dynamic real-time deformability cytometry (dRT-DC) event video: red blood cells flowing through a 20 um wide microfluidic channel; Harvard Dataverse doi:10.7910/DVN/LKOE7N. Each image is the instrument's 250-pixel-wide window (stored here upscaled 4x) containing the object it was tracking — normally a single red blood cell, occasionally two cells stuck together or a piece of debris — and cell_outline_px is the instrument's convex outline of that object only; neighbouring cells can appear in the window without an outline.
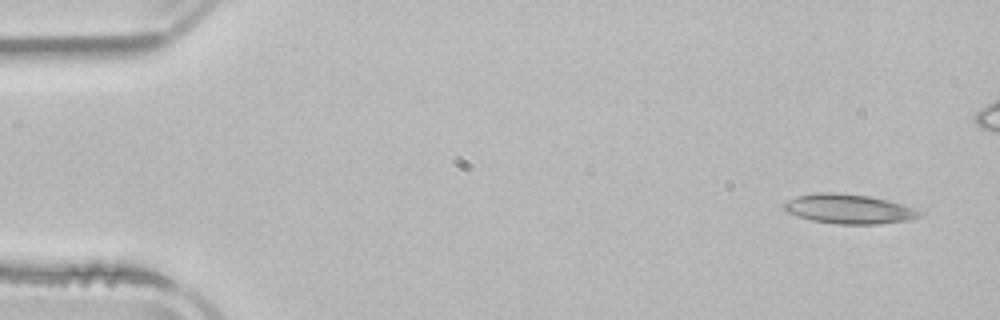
{"species": "common noctule bat (a hibernating species)", "species_latin": "Nyctalus noctula", "temperature_condition": "room temperature", "stored_images_in_passage": 5, "camera_frame_rate_fps": 3000, "um_per_image_px": 0.085, "animal": {"sex": "male", "body_mass_g": 21.5, "forearm_length_mm": 52.0}, "frame": {"image": 1, "passage_image": 1, "time_ms": 0.0, "image_size_px": [1000, 320], "cell_outline_px": [[920, 216], [908, 220], [880, 224], [836, 224], [812, 220], [796, 216], [784, 212], [784, 204], [788, 200], [796, 196], [820, 192], [832, 192], [868, 196], [888, 200], [912, 208], [920, 212]], "centroid_in_image_um": [72.09, 17.76], "position_along_channel_um": 12.9, "area_um2": 23.12}}